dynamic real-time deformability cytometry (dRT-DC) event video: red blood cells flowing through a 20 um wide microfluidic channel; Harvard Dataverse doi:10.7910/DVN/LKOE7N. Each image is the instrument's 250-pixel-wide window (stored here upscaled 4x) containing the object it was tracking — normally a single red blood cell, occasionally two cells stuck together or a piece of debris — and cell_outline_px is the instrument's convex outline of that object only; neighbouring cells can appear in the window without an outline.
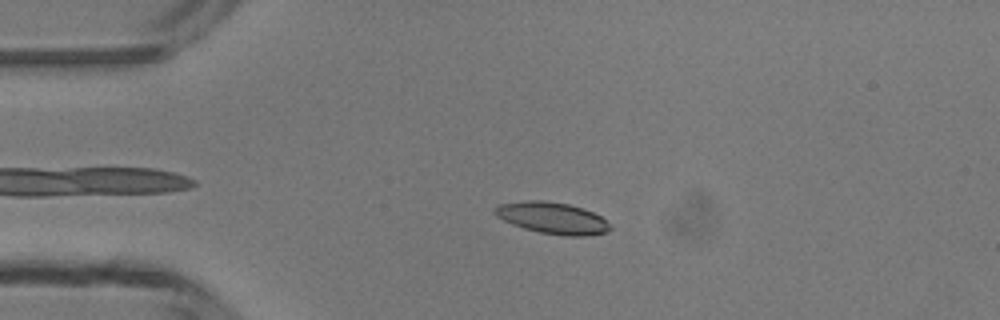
{"species": "common noctule bat (a hibernating species)", "species_latin": "Nyctalus noctula", "temperature_condition": "room temperature", "stored_images_in_passage": 2, "camera_frame_rate_fps": 3000, "um_per_image_px": 0.085, "animal": {"sex": "male", "body_mass_g": 13.3}, "frame": {"image": 1, "passage_image": 2, "time_ms": 1.333, "image_size_px": [1000, 320], "cell_outline_px": [[612, 228], [608, 232], [584, 236], [564, 236], [540, 232], [524, 228], [512, 224], [496, 216], [492, 212], [492, 208], [500, 204], [528, 200], [544, 200], [568, 204], [592, 212], [600, 216], [612, 224]], "centroid_in_image_um": [46.95, 18.53], "position_along_channel_um": 38.0, "area_um2": 21.27}}